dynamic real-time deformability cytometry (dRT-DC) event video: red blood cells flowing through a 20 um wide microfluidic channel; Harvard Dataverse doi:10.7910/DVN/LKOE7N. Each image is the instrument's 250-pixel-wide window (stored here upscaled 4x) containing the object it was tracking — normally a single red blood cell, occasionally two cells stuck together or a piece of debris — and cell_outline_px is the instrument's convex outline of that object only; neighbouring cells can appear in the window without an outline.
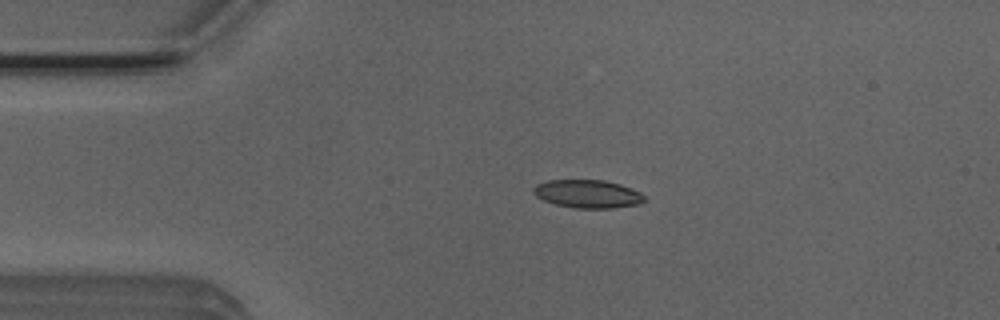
{"species": "Egyptian fruit bat (a non-hibernating species)", "species_latin": "Rousettus aegyptiacus", "temperature_condition": "room temperature", "stored_images_in_passage": 51, "camera_frame_rate_fps": 3000, "um_per_image_px": 0.085, "animal": {"sex": "male"}, "frame": {"image": 1, "passage_image": 10, "time_ms": 3.0, "image_size_px": [1000, 320], "cell_outline_px": [[644, 200], [640, 204], [612, 208], [576, 208], [556, 204], [544, 200], [536, 196], [532, 192], [532, 188], [536, 184], [548, 180], [604, 180], [620, 184], [632, 188], [640, 192], [644, 196]], "centroid_in_image_um": [49.94, 16.47], "position_along_channel_um": 35.1, "area_um2": 18.21}}
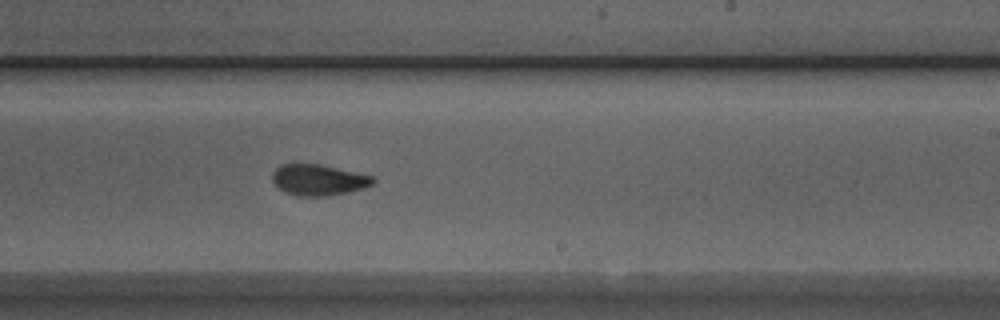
{"frame": {"image": 2, "passage_image": 30, "time_ms": 9.667, "image_size_px": [1000, 320], "cell_outline_px": [[376, 180], [372, 184], [364, 188], [348, 192], [328, 196], [296, 196], [284, 192], [276, 188], [272, 180], [272, 172], [280, 164], [320, 164], [356, 172], [372, 176]], "centroid_in_image_um": [27.03, 15.3], "position_along_channel_um": 262.0, "area_um2": 18.38}}
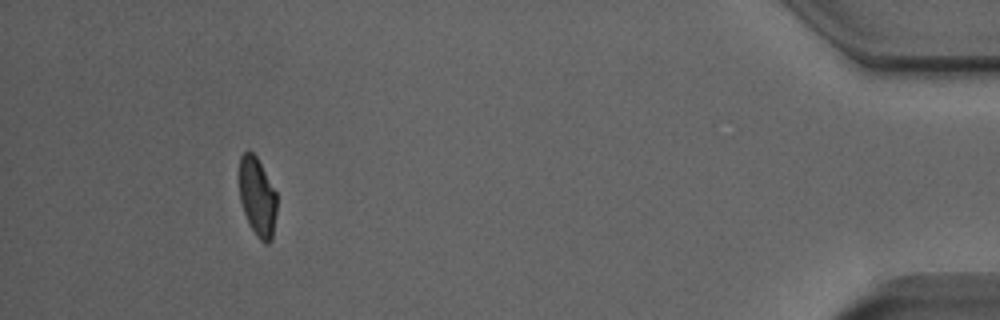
{"frame": {"image": 3, "passage_image": 47, "time_ms": 15.333, "image_size_px": [1000, 320], "cell_outline_px": [[276, 212], [272, 240], [268, 244], [264, 244], [256, 236], [244, 212], [240, 200], [240, 156], [248, 148], [256, 156], [276, 192]], "centroid_in_image_um": [21.88, 16.74], "position_along_channel_um": 413.3, "area_um2": 17.11}, "authors_computed_cell_mechanics": {"area_um2": 18.5538, "velocity_mm_per_s": 3.911, "shape_relaxation_time_tau1_ms": 3.7469, "shape_relaxation_time_tau2_ms": 1.2992, "deformation_change_tau1": 0.1257, "deformation_change_tau2": 0.0638}}